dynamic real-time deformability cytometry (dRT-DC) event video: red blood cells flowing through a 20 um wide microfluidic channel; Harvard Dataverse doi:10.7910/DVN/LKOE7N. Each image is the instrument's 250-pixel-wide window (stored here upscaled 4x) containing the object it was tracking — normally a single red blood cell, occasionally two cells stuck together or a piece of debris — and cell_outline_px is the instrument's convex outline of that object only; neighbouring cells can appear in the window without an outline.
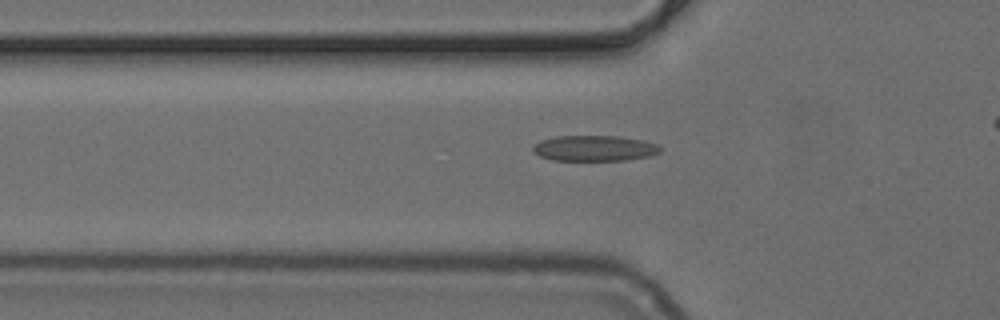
{"species": "common noctule bat (a hibernating species)", "species_latin": "Nyctalus noctula", "temperature_condition": "cold", "stored_images_in_passage": 44, "camera_frame_rate_fps": 3000, "um_per_image_px": 0.085, "animal": {"sex": "female", "body_mass_g": 24.6, "forearm_length_mm": 56.2}, "frame": {"image": 1, "passage_image": 17, "time_ms": 5.333, "image_size_px": [1000, 320], "cell_outline_px": [[660, 152], [648, 156], [624, 160], [552, 160], [540, 156], [532, 152], [532, 148], [540, 140], [556, 136], [620, 136], [644, 140], [656, 144], [660, 148]], "centroid_in_image_um": [50.5, 12.59], "position_along_channel_um": 75.3, "area_um2": 18.96}}
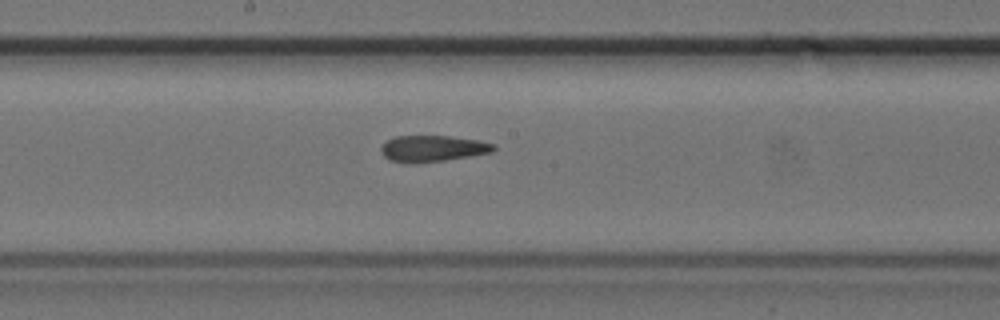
{"frame": {"image": 2, "passage_image": 27, "time_ms": 8.667, "image_size_px": [1000, 320], "cell_outline_px": [[496, 148], [492, 152], [472, 156], [444, 160], [412, 164], [388, 160], [380, 152], [380, 148], [388, 140], [396, 136], [448, 136], [480, 140], [496, 144]], "centroid_in_image_um": [36.79, 12.63], "position_along_channel_um": 211.4, "area_um2": 17.4}}
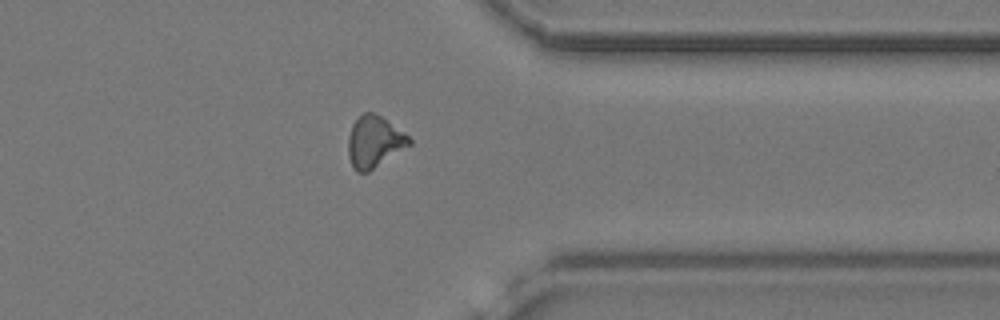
{"frame": {"image": 3, "passage_image": 40, "time_ms": 13.0, "image_size_px": [1000, 320], "cell_outline_px": [[412, 144], [368, 172], [356, 172], [352, 168], [348, 156], [348, 136], [352, 124], [364, 112], [372, 112], [380, 116], [404, 132], [412, 140]], "centroid_in_image_um": [31.8, 12.07], "position_along_channel_um": 379.6, "area_um2": 18.32}}